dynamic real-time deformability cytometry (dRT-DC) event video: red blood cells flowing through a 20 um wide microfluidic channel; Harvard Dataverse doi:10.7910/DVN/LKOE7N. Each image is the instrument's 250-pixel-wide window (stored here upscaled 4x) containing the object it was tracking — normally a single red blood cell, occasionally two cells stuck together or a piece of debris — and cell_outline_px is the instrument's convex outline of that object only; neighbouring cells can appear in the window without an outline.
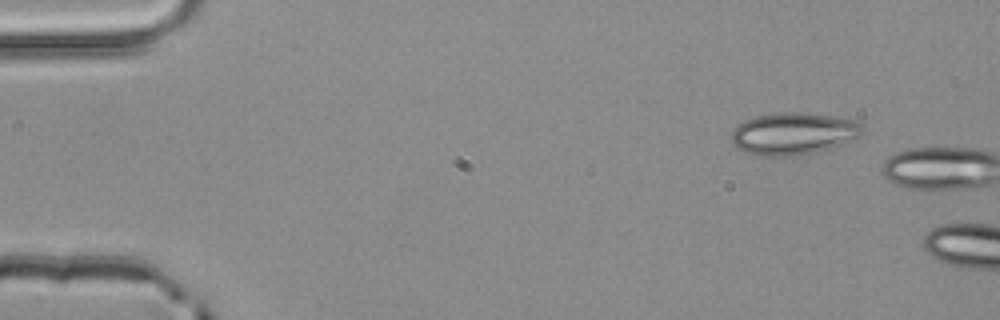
{"species": "common noctule bat (a hibernating species)", "species_latin": "Nyctalus noctula", "temperature_condition": "room temperature", "stored_images_in_passage": 2, "camera_frame_rate_fps": 3000, "um_per_image_px": 0.085, "animal": {"sex": "male", "body_mass_g": 20.4}, "frame": {"image": 1, "passage_image": 1, "time_ms": 0.0, "image_size_px": [1000, 320], "cell_outline_px": [[860, 132], [856, 136], [840, 144], [816, 152], [796, 156], [760, 156], [744, 152], [736, 148], [732, 144], [732, 132], [744, 120], [756, 116], [776, 112], [804, 112], [856, 120], [860, 124]], "centroid_in_image_um": [67.35, 11.36], "position_along_channel_um": 17.7, "area_um2": 31.85}}